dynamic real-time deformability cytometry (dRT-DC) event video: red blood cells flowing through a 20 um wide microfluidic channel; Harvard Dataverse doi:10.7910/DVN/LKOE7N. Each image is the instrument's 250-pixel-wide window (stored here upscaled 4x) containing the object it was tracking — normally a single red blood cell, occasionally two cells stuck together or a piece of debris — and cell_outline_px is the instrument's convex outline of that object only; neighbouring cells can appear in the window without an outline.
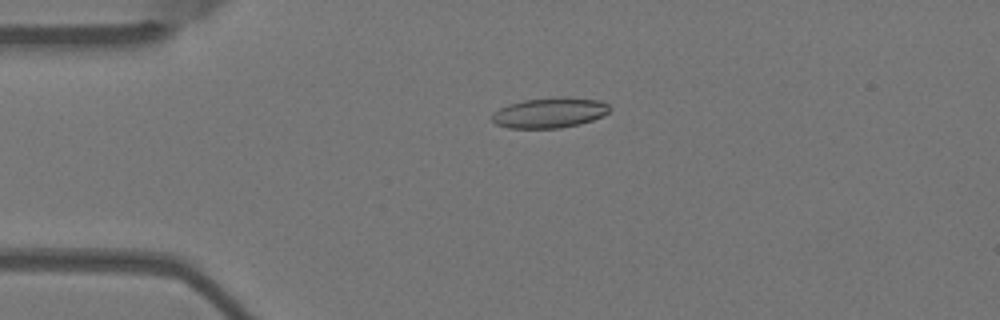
{"species": "Egyptian fruit bat (a non-hibernating species)", "species_latin": "Rousettus aegyptiacus", "temperature_condition": "warm", "stored_images_in_passage": 4, "camera_frame_rate_fps": 3000, "um_per_image_px": 0.085, "animal": {"sex": "female"}, "frame": {"image": 1, "passage_image": 2, "time_ms": 0.333, "image_size_px": [1000, 320], "cell_outline_px": [[608, 112], [604, 116], [580, 124], [560, 128], [508, 128], [496, 124], [492, 120], [492, 112], [508, 104], [524, 100], [560, 96], [568, 96], [600, 100], [608, 104]], "centroid_in_image_um": [46.72, 9.57], "position_along_channel_um": 38.3, "area_um2": 20.98}}
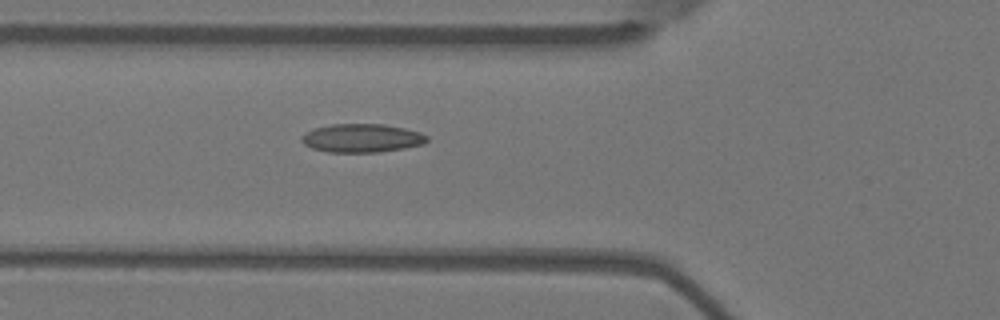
{"frame": {"image": 2, "passage_image": 4, "time_ms": 1.0, "image_size_px": [1000, 320], "cell_outline_px": [[428, 140], [424, 144], [404, 148], [380, 152], [328, 152], [312, 148], [304, 144], [300, 140], [300, 136], [312, 128], [332, 124], [384, 124], [404, 128], [420, 132], [428, 136]], "centroid_in_image_um": [30.74, 11.73], "position_along_channel_um": 95.1, "area_um2": 20.98}}